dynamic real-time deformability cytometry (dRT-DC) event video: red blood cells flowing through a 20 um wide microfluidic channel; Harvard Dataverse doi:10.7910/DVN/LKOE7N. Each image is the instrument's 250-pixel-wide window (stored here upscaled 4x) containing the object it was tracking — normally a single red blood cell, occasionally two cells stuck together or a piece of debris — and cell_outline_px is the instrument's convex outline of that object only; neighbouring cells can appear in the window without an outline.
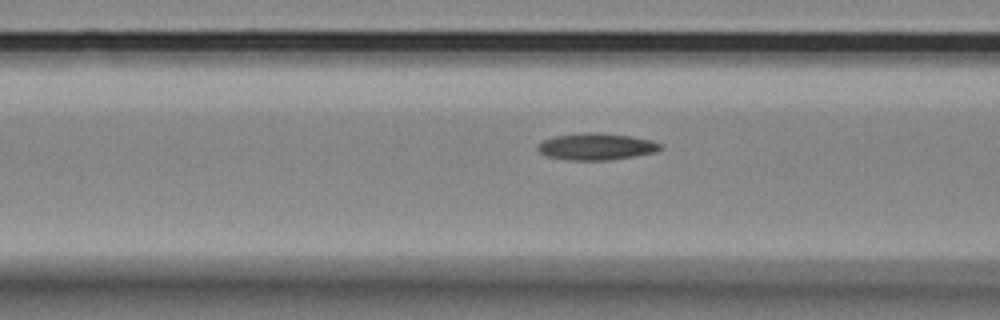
{"species": "Egyptian fruit bat (a non-hibernating species)", "species_latin": "Rousettus aegyptiacus", "temperature_condition": "room temperature", "stored_images_in_passage": 19, "camera_frame_rate_fps": 3000, "um_per_image_px": 0.085, "animal": {"sex": "female"}, "frame": {"image": 1, "passage_image": 17, "time_ms": 5.333, "image_size_px": [1000, 320], "cell_outline_px": [[664, 148], [656, 152], [636, 156], [612, 160], [564, 160], [544, 156], [536, 148], [544, 140], [552, 136], [584, 132], [632, 136], [664, 144]], "centroid_in_image_um": [50.69, 12.47], "position_along_channel_um": 115.9, "area_um2": 19.31}}